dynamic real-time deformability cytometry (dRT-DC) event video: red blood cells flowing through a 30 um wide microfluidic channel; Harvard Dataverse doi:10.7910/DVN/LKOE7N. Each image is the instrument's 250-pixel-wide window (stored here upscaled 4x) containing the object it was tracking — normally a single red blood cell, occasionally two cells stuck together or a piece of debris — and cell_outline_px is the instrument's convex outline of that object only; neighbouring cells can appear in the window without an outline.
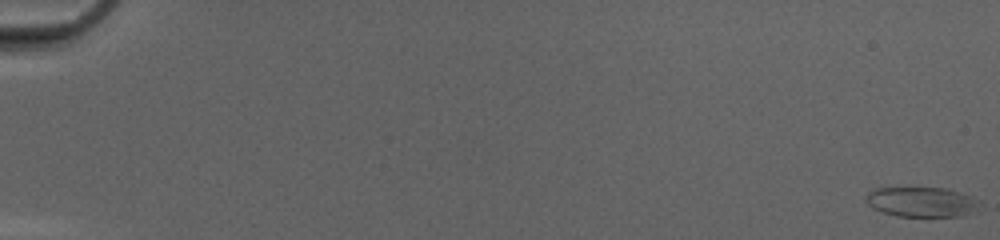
{"species": "common noctule bat (a hibernating species)", "species_latin": "Nyctalus noctula", "temperature_condition": "cold", "stored_images_in_passage": 52, "camera_frame_rate_fps": 3000, "um_per_image_px": 0.085, "animal": {"sex": "female", "body_mass_g": 20.0, "forearm_length_mm": 54.0}, "frame": {"image": 1, "passage_image": 1, "time_ms": 0.0, "image_size_px": [1000, 240], "cell_outline_px": [[980, 204], [964, 216], [896, 216], [872, 208], [864, 200], [864, 196], [872, 188], [944, 188], [980, 200]], "centroid_in_image_um": [78.25, 17.16], "position_along_channel_um": 6.8, "area_um2": 19.59}}
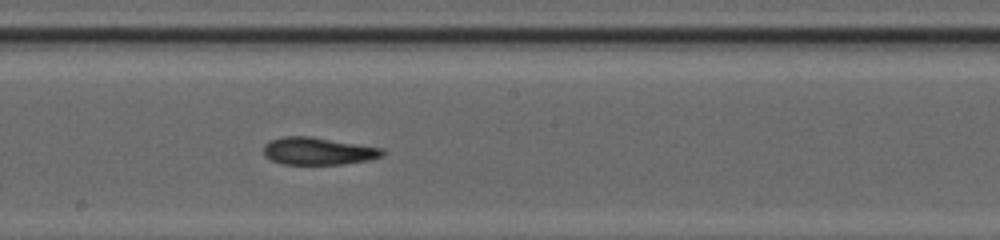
{"frame": {"image": 2, "passage_image": 31, "time_ms": 10.0, "image_size_px": [1000, 240], "cell_outline_px": [[384, 156], [368, 160], [344, 164], [280, 164], [264, 156], [264, 144], [268, 140], [284, 136], [312, 136], [384, 148]], "centroid_in_image_um": [27.03, 12.83], "position_along_channel_um": 221.2, "area_um2": 19.25}}
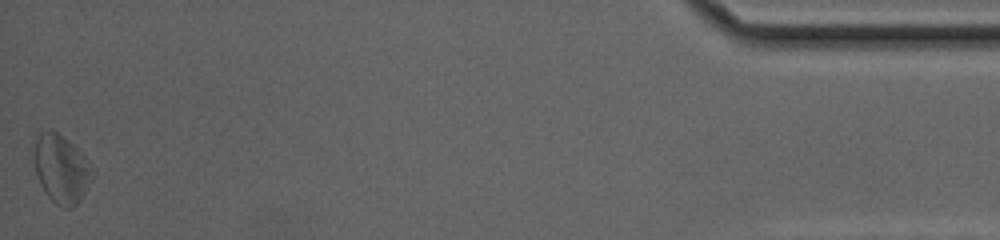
{"frame": {"image": 3, "passage_image": 52, "time_ms": 17.0, "image_size_px": [1000, 240], "cell_outline_px": [[92, 176], [80, 200], [72, 208], [64, 208], [56, 204], [44, 192], [40, 184], [36, 172], [36, 140], [40, 132], [48, 128], [52, 128], [68, 140], [88, 160], [92, 172]], "centroid_in_image_um": [5.21, 14.35], "position_along_channel_um": 430.0, "area_um2": 22.66}, "authors_computed_cell_mechanics": {"area_um2": 19.7387, "velocity_mm_per_s": 4.1705, "shape_relaxation_time_tau1_ms": 10.2156, "shape_relaxation_time_tau2_ms": 2.1903, "deformation_change_tau1": 0.2311, "deformation_change_tau2": 0.0937}}